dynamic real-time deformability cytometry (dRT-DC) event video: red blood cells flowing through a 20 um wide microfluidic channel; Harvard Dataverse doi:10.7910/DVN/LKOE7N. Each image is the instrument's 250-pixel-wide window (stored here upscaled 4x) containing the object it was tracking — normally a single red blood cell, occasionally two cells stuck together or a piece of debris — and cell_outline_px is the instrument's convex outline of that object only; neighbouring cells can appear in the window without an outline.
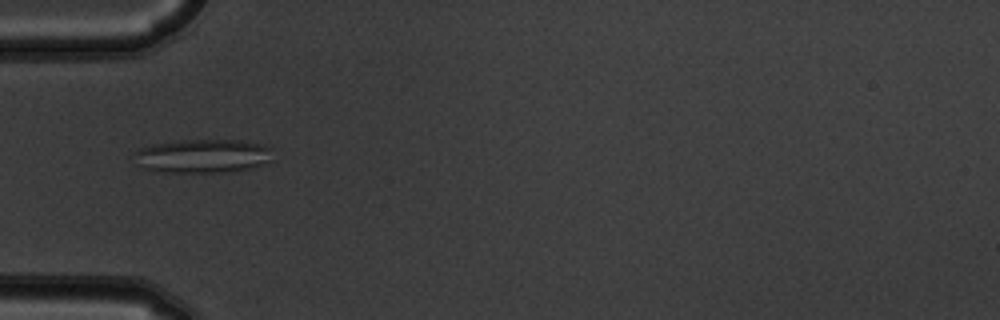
{"species": "common noctule bat (a hibernating species)", "species_latin": "Nyctalus noctula", "temperature_condition": "warm", "stored_images_in_passage": 4, "camera_frame_rate_fps": 3000, "um_per_image_px": 0.085, "animal": {"sex": "male", "body_mass_g": 19.5, "forearm_length_mm": 54.6}, "frame": {"image": 1, "passage_image": 2, "time_ms": 0.333, "image_size_px": [1000, 320], "cell_outline_px": [[272, 160], [268, 164], [252, 168], [232, 172], [164, 172], [144, 168], [140, 164], [132, 152], [140, 148], [152, 144], [180, 140], [244, 140], [264, 144], [272, 148]], "centroid_in_image_um": [17.33, 13.25], "position_along_channel_um": 67.7, "area_um2": 27.69}}
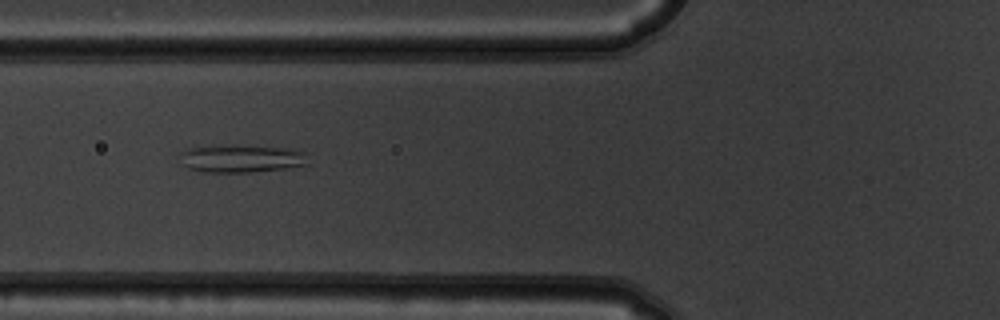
{"frame": {"image": 2, "passage_image": 3, "time_ms": 0.667, "image_size_px": [1000, 320], "cell_outline_px": [[308, 164], [284, 168], [252, 172], [200, 172], [188, 168], [180, 164], [180, 152], [188, 148], [296, 148], [304, 152]], "centroid_in_image_um": [20.5, 13.54], "position_along_channel_um": 105.3, "area_um2": 19.65}}